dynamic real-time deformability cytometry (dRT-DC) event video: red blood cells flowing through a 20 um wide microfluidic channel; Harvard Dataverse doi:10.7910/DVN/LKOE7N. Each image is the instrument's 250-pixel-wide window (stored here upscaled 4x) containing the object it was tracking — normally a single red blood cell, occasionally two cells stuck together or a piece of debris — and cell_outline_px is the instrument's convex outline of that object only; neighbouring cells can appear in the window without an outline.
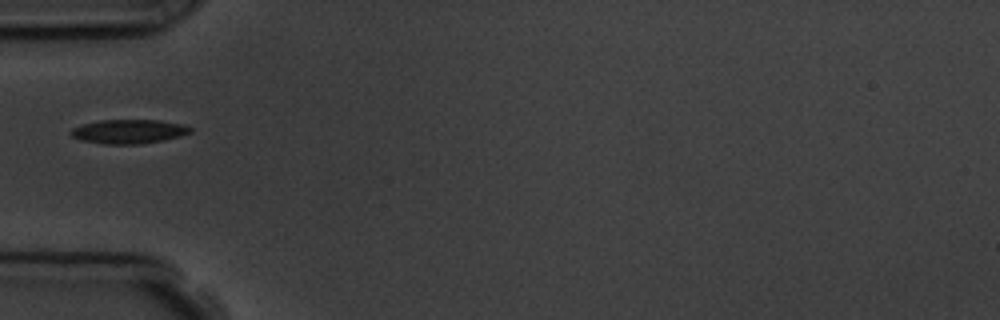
{"species": "common noctule bat (a hibernating species)", "species_latin": "Nyctalus noctula", "temperature_condition": "room temperature", "stored_images_in_passage": 1, "camera_frame_rate_fps": 3000, "um_per_image_px": 0.085, "animal": {"sex": "male", "body_mass_g": 19.5, "forearm_length_mm": 54.6}, "frame": {"image": 1, "passage_image": 1, "time_ms": 0.0, "image_size_px": [1000, 320], "cell_outline_px": [[192, 132], [180, 136], [140, 144], [104, 144], [80, 140], [72, 136], [68, 132], [72, 128], [84, 124], [100, 120], [160, 120], [184, 124], [192, 128]], "centroid_in_image_um": [10.94, 11.17], "position_along_channel_um": 74.1, "area_um2": 16.76}}